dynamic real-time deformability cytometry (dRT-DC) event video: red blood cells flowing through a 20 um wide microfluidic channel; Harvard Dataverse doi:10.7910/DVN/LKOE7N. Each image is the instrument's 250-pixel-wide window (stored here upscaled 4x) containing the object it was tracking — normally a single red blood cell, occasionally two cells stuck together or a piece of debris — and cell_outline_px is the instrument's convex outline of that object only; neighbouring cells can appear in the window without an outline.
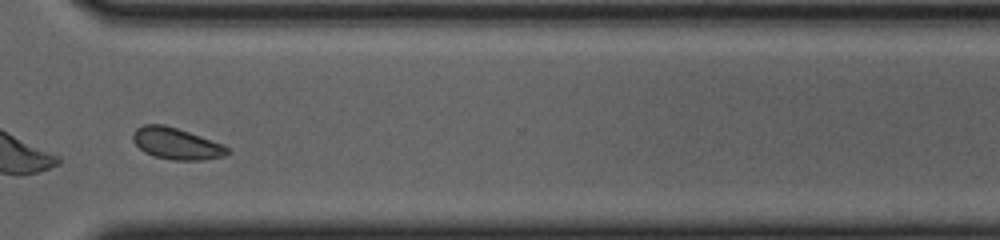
{"species": "common noctule bat (a hibernating species)", "species_latin": "Nyctalus noctula", "temperature_condition": "cold", "stored_images_in_passage": 29, "camera_frame_rate_fps": 3000, "um_per_image_px": 0.085, "animal": {"sex": "female", "body_mass_g": 23.0, "forearm_length_mm": 53.4}, "frame": {"image": 1, "passage_image": 25, "time_ms": 8.0, "image_size_px": [1000, 240], "cell_outline_px": [[232, 152], [224, 156], [204, 160], [172, 160], [156, 156], [144, 152], [132, 140], [132, 132], [136, 128], [144, 124], [164, 124], [224, 144]], "centroid_in_image_um": [15.0, 12.2], "position_along_channel_um": 355.6, "area_um2": 17.4}, "authors_computed_cell_mechanics": {"area_um2": 16.8776, "velocity_mm_per_s": 3.6571, "shape_relaxation_time_tau1_ms": 1.7988, "shape_relaxation_time_tau2_ms": null, "deformation_change_tau1": 0.0345, "deformation_change_tau2": null}}